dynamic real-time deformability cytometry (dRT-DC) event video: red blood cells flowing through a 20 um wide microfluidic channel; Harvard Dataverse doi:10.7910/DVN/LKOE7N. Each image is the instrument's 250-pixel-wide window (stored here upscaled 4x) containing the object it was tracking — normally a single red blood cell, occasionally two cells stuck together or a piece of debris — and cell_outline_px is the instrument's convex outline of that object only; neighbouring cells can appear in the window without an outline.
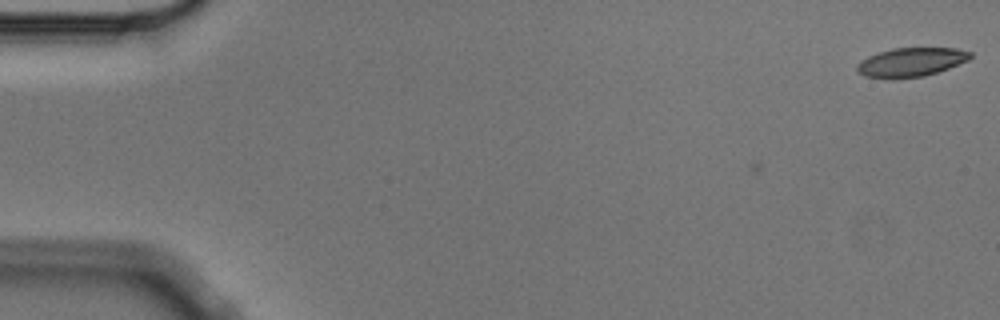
{"species": "Egyptian fruit bat (a non-hibernating species)", "species_latin": "Rousettus aegyptiacus", "temperature_condition": "cold", "stored_images_in_passage": 2, "camera_frame_rate_fps": 3000, "um_per_image_px": 0.085, "animal": {"sex": "male"}, "frame": {"image": 1, "passage_image": 2, "time_ms": 0.333, "image_size_px": [1000, 320], "cell_outline_px": [[972, 56], [968, 60], [948, 68], [924, 76], [864, 76], [856, 68], [856, 64], [868, 56], [892, 48], [956, 48], [972, 52]], "centroid_in_image_um": [77.49, 5.23], "position_along_channel_um": 7.5, "area_um2": 18.32}}